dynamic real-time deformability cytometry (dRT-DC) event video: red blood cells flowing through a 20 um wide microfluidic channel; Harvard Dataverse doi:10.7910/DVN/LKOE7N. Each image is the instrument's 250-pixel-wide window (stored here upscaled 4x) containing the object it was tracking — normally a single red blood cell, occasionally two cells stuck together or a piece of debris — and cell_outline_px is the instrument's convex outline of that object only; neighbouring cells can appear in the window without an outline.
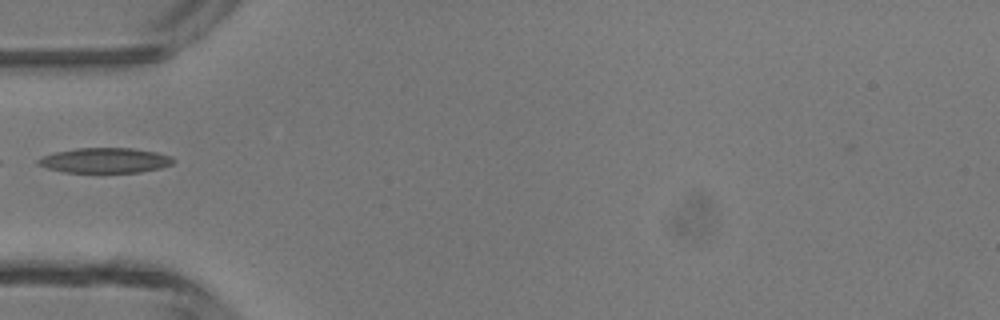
{"species": "common noctule bat (a hibernating species)", "species_latin": "Nyctalus noctula", "temperature_condition": "room temperature", "stored_images_in_passage": 31, "camera_frame_rate_fps": 3000, "um_per_image_px": 0.085, "animal": {"sex": "male", "body_mass_g": 13.3}, "frame": {"image": 1, "passage_image": 1, "time_ms": 0.0, "image_size_px": [1000, 320], "cell_outline_px": [[176, 160], [172, 164], [160, 168], [140, 172], [64, 172], [48, 168], [36, 164], [36, 160], [40, 156], [56, 152], [76, 148], [132, 148], [156, 152], [172, 156]], "centroid_in_image_um": [8.92, 13.63], "position_along_channel_um": 76.1, "area_um2": 19.83}}